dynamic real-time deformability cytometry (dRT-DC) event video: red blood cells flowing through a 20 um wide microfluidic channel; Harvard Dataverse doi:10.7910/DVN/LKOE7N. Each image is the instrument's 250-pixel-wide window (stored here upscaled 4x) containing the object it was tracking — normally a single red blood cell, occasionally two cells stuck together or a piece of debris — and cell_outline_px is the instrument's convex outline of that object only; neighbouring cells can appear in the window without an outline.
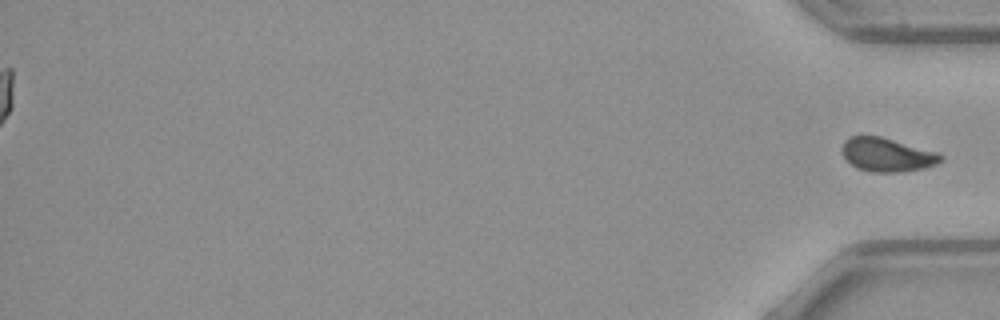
{"species": "common noctule bat (a hibernating species)", "species_latin": "Nyctalus noctula", "temperature_condition": "warm", "stored_images_in_passage": 54, "segment_of_instrument_passage": [2, 2], "camera_frame_rate_fps": 3000, "um_per_image_px": 0.085, "animal": {"sex": "female", "body_mass_g": 21.9}, "frame": {"image": 1, "passage_image": 54, "time_ms": 17.667, "image_size_px": [1000, 320], "cell_outline_px": [[944, 160], [936, 164], [924, 168], [900, 172], [872, 172], [856, 168], [844, 156], [844, 140], [852, 136], [880, 136], [936, 152], [944, 156]], "centroid_in_image_um": [75.43, 13.16], "position_along_channel_um": 359.8, "area_um2": 19.07}}